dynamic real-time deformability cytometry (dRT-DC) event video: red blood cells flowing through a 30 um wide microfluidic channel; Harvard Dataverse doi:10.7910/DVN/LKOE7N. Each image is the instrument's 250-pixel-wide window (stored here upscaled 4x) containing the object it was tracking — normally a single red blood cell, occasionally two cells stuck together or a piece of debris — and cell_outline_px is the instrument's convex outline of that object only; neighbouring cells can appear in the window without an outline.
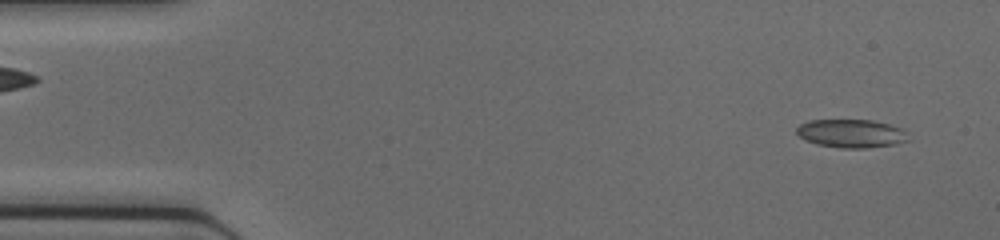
{"species": "common noctule bat (a hibernating species)", "species_latin": "Nyctalus noctula", "temperature_condition": "cold", "stored_images_in_passage": 44, "camera_frame_rate_fps": 3000, "um_per_image_px": 0.085, "animal": {"sex": "female", "body_mass_g": 17.0, "forearm_length_mm": 48.0}, "frame": {"image": 1, "passage_image": 1, "time_ms": 0.0, "image_size_px": [1000, 240], "cell_outline_px": [[908, 140], [896, 144], [868, 148], [840, 148], [816, 144], [804, 140], [796, 132], [796, 128], [800, 124], [808, 120], [872, 120], [888, 124], [900, 128], [904, 132]], "centroid_in_image_um": [72.3, 11.35], "position_along_channel_um": 12.7, "area_um2": 18.38}}
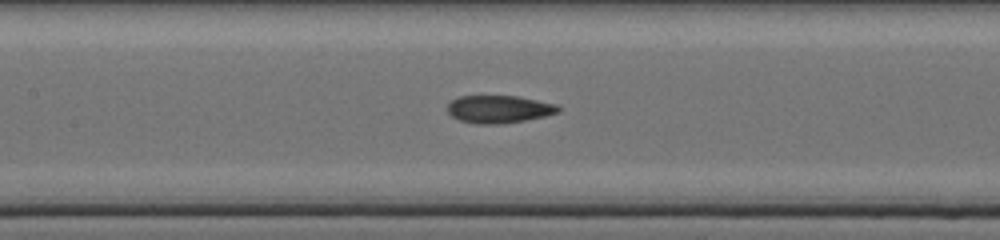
{"frame": {"image": 2, "passage_image": 19, "time_ms": 6.0, "image_size_px": [1000, 240], "cell_outline_px": [[560, 112], [544, 116], [524, 120], [500, 124], [476, 124], [460, 120], [452, 116], [448, 112], [448, 104], [452, 100], [460, 96], [516, 96], [556, 104], [560, 108]], "centroid_in_image_um": [42.4, 9.28], "position_along_channel_um": 165.0, "area_um2": 17.69}}
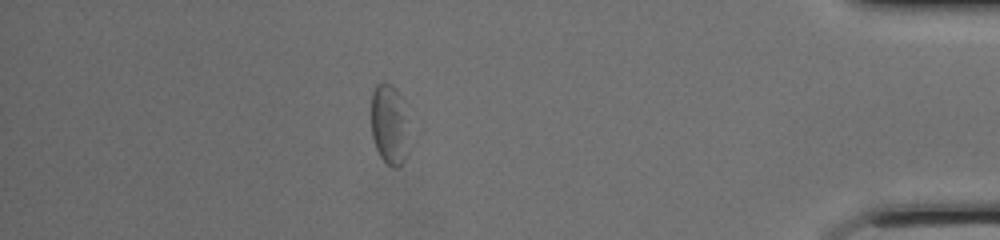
{"frame": {"image": 3, "passage_image": 38, "time_ms": 12.333, "image_size_px": [1000, 240], "cell_outline_px": [[408, 156], [396, 168], [392, 168], [380, 156], [376, 148], [372, 136], [372, 92], [376, 84], [392, 84], [396, 88], [400, 96], [408, 152]], "centroid_in_image_um": [33.04, 10.62], "position_along_channel_um": 402.2, "area_um2": 16.88}}